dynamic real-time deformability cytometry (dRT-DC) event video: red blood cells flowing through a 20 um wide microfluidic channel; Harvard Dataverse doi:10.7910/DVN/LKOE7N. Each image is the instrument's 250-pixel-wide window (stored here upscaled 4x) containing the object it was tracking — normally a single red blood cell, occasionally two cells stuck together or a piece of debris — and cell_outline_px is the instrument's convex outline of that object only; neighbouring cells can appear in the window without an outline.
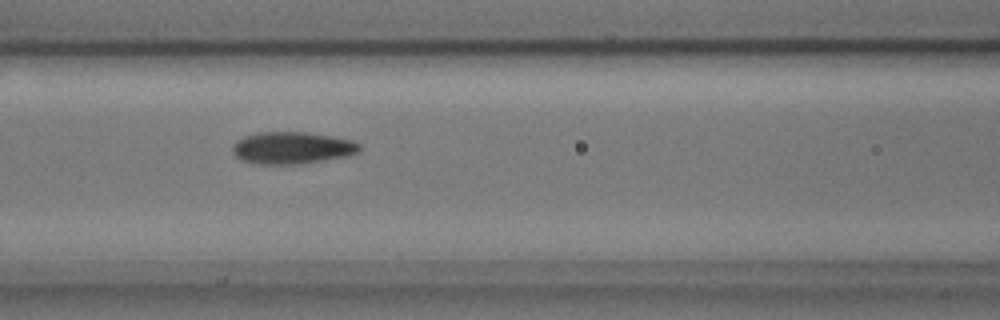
{"species": "common noctule bat (a hibernating species)", "species_latin": "Nyctalus noctula", "temperature_condition": "cold", "stored_images_in_passage": 12, "camera_frame_rate_fps": 3000, "um_per_image_px": 0.085, "animal": {"sex": "male", "body_mass_g": 17.9, "forearm_length_mm": 54.2}, "frame": {"image": 1, "passage_image": 4, "time_ms": 1.0, "image_size_px": [1000, 320], "cell_outline_px": [[360, 152], [348, 156], [300, 164], [260, 164], [240, 160], [232, 152], [232, 144], [236, 140], [244, 136], [260, 132], [308, 132], [332, 136], [352, 140], [360, 144]], "centroid_in_image_um": [24.82, 12.57], "position_along_channel_um": 141.8, "area_um2": 23.93}}
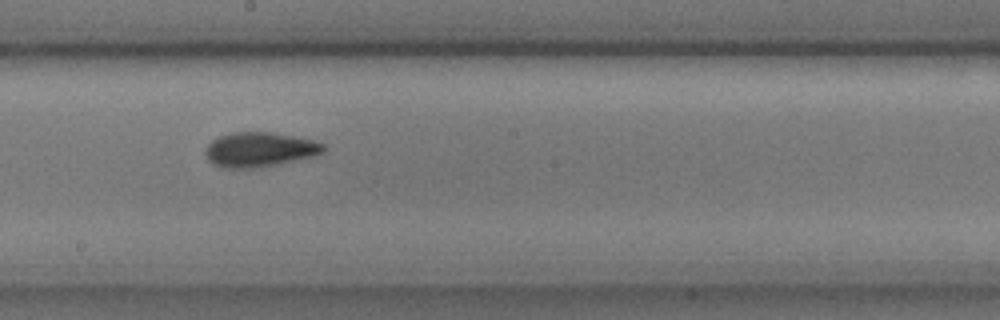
{"frame": {"image": 2, "passage_image": 6, "time_ms": 1.667, "image_size_px": [1000, 320], "cell_outline_px": [[328, 148], [324, 152], [316, 156], [256, 168], [224, 168], [212, 164], [208, 160], [204, 152], [208, 144], [212, 140], [220, 136], [232, 132], [272, 132], [312, 140], [324, 144]], "centroid_in_image_um": [22.07, 12.72], "position_along_channel_um": 226.1, "area_um2": 23.93}}
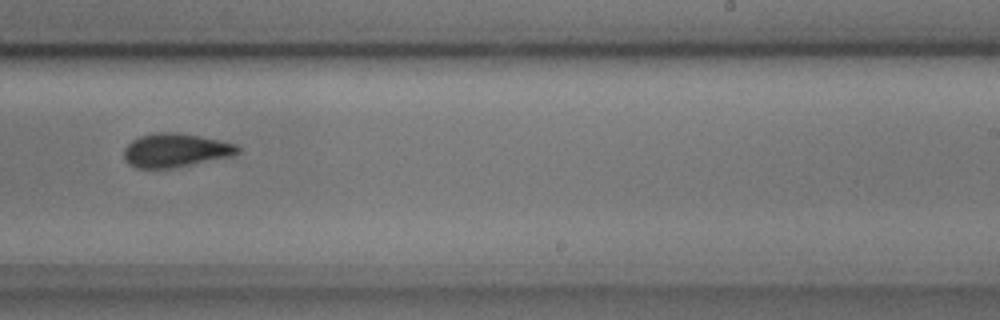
{"frame": {"image": 3, "passage_image": 7, "time_ms": 2.0, "image_size_px": [1000, 320], "cell_outline_px": [[240, 152], [232, 156], [172, 168], [136, 168], [128, 164], [124, 160], [124, 148], [132, 140], [140, 136], [152, 132], [176, 132], [236, 144], [240, 148]], "centroid_in_image_um": [14.87, 12.78], "position_along_channel_um": 274.1, "area_um2": 22.25}}